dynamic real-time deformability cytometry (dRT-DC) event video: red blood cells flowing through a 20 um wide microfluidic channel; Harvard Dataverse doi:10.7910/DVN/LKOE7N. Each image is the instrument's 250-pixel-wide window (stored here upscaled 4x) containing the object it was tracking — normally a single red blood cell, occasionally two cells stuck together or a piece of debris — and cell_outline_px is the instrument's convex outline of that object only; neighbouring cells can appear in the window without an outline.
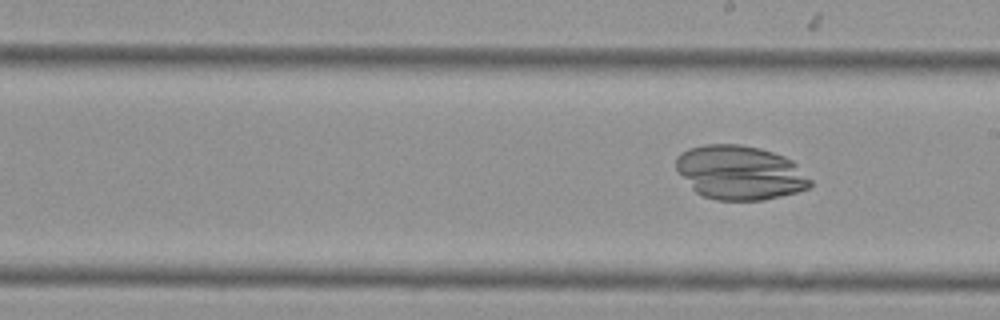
{"species": "Egyptian fruit bat (a non-hibernating species)", "species_latin": "Rousettus aegyptiacus", "temperature_condition": "cold", "stored_images_in_passage": 7, "segment_of_instrument_passage": [2, 2], "camera_frame_rate_fps": 3000, "um_per_image_px": 0.085, "animal": {"sex": "female"}, "frame": {"image": 1, "passage_image": 7, "time_ms": 2.0, "image_size_px": [1000, 320], "cell_outline_px": [[812, 184], [808, 188], [796, 192], [764, 200], [716, 200], [704, 196], [696, 192], [692, 188], [676, 168], [676, 156], [680, 152], [688, 148], [704, 144], [740, 144], [760, 148], [784, 156], [792, 160], [812, 180]], "centroid_in_image_um": [62.89, 14.66], "position_along_channel_um": 226.1, "area_um2": 42.37}}